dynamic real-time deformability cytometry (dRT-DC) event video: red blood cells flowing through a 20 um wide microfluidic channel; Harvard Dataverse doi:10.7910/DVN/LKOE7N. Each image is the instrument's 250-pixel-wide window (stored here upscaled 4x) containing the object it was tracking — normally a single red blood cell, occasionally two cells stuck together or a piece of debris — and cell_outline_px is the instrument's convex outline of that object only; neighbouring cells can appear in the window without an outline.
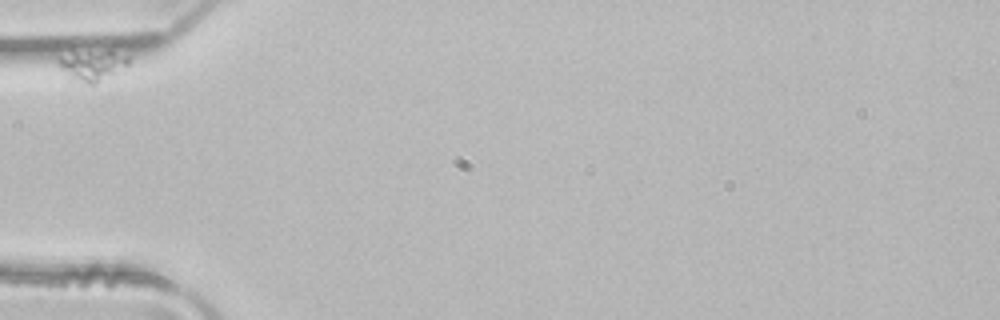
{"species": "common noctule bat (a hibernating species)", "species_latin": "Nyctalus noctula", "temperature_condition": "room temperature", "stored_images_in_passage": 10, "camera_frame_rate_fps": 3000, "um_per_image_px": 0.085, "animal": {"sex": "male", "body_mass_g": 21.5, "forearm_length_mm": 52.0}, "frame": {"image": 1, "passage_image": 1, "time_ms": 0.0, "image_size_px": [1000, 320], "cell_outline_px": [[128, 64], [116, 76], [96, 84], [80, 84], [68, 80], [64, 76], [56, 60], [56, 56], [104, 52], [112, 52], [128, 56]], "centroid_in_image_um": [7.8, 5.67], "position_along_channel_um": 77.2, "area_um2": 12.66}}
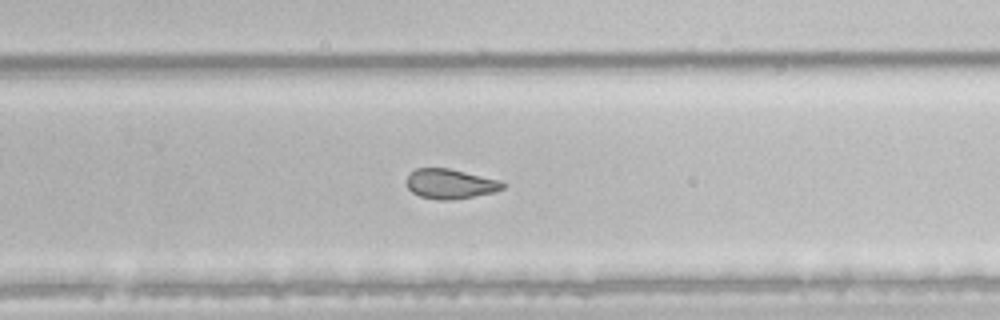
{"frame": {"image": 2, "passage_image": 10, "time_ms": 3.0, "image_size_px": [1000, 320], "cell_outline_px": [[504, 188], [496, 192], [448, 200], [440, 200], [420, 196], [412, 192], [408, 188], [408, 176], [416, 168], [448, 168], [500, 180], [504, 184]], "centroid_in_image_um": [38.29, 15.62], "position_along_channel_um": 291.5, "area_um2": 16.42}}